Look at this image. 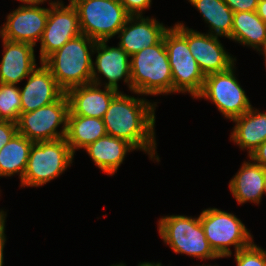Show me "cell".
Instances as JSON below:
<instances>
[{
    "instance_id": "obj_1",
    "label": "cell",
    "mask_w": 266,
    "mask_h": 266,
    "mask_svg": "<svg viewBox=\"0 0 266 266\" xmlns=\"http://www.w3.org/2000/svg\"><path fill=\"white\" fill-rule=\"evenodd\" d=\"M157 102L119 92L103 116L106 133L128 141L137 150L159 162L156 151L155 110Z\"/></svg>"
},
{
    "instance_id": "obj_2",
    "label": "cell",
    "mask_w": 266,
    "mask_h": 266,
    "mask_svg": "<svg viewBox=\"0 0 266 266\" xmlns=\"http://www.w3.org/2000/svg\"><path fill=\"white\" fill-rule=\"evenodd\" d=\"M95 44L96 41L80 34L66 42L43 62L65 92L72 87L92 83V56Z\"/></svg>"
},
{
    "instance_id": "obj_3",
    "label": "cell",
    "mask_w": 266,
    "mask_h": 266,
    "mask_svg": "<svg viewBox=\"0 0 266 266\" xmlns=\"http://www.w3.org/2000/svg\"><path fill=\"white\" fill-rule=\"evenodd\" d=\"M131 92L139 96L173 93L172 72L164 38L130 56Z\"/></svg>"
},
{
    "instance_id": "obj_4",
    "label": "cell",
    "mask_w": 266,
    "mask_h": 266,
    "mask_svg": "<svg viewBox=\"0 0 266 266\" xmlns=\"http://www.w3.org/2000/svg\"><path fill=\"white\" fill-rule=\"evenodd\" d=\"M163 38L172 72L173 93H189L195 99L202 91L206 76L189 49L187 27L177 22Z\"/></svg>"
},
{
    "instance_id": "obj_5",
    "label": "cell",
    "mask_w": 266,
    "mask_h": 266,
    "mask_svg": "<svg viewBox=\"0 0 266 266\" xmlns=\"http://www.w3.org/2000/svg\"><path fill=\"white\" fill-rule=\"evenodd\" d=\"M158 232L166 245L176 254H185L202 260L220 258L210 247L200 215H167L158 220Z\"/></svg>"
},
{
    "instance_id": "obj_6",
    "label": "cell",
    "mask_w": 266,
    "mask_h": 266,
    "mask_svg": "<svg viewBox=\"0 0 266 266\" xmlns=\"http://www.w3.org/2000/svg\"><path fill=\"white\" fill-rule=\"evenodd\" d=\"M74 154L65 137L32 144L22 187H39L47 184L73 163Z\"/></svg>"
},
{
    "instance_id": "obj_7",
    "label": "cell",
    "mask_w": 266,
    "mask_h": 266,
    "mask_svg": "<svg viewBox=\"0 0 266 266\" xmlns=\"http://www.w3.org/2000/svg\"><path fill=\"white\" fill-rule=\"evenodd\" d=\"M200 222L210 247L220 258L231 257L230 246L235 253L254 242L250 230L233 213L210 207L201 212Z\"/></svg>"
},
{
    "instance_id": "obj_8",
    "label": "cell",
    "mask_w": 266,
    "mask_h": 266,
    "mask_svg": "<svg viewBox=\"0 0 266 266\" xmlns=\"http://www.w3.org/2000/svg\"><path fill=\"white\" fill-rule=\"evenodd\" d=\"M77 9L82 34L94 41L115 37L129 14L119 0H69Z\"/></svg>"
},
{
    "instance_id": "obj_9",
    "label": "cell",
    "mask_w": 266,
    "mask_h": 266,
    "mask_svg": "<svg viewBox=\"0 0 266 266\" xmlns=\"http://www.w3.org/2000/svg\"><path fill=\"white\" fill-rule=\"evenodd\" d=\"M68 113L69 101L64 93L51 104L31 112L21 113L17 121L18 133L33 143L64 138L67 131ZM59 126H61L60 131Z\"/></svg>"
},
{
    "instance_id": "obj_10",
    "label": "cell",
    "mask_w": 266,
    "mask_h": 266,
    "mask_svg": "<svg viewBox=\"0 0 266 266\" xmlns=\"http://www.w3.org/2000/svg\"><path fill=\"white\" fill-rule=\"evenodd\" d=\"M235 65L226 71L206 75L202 91L196 97L213 102L224 118L229 120L241 116L252 107L237 80Z\"/></svg>"
},
{
    "instance_id": "obj_11",
    "label": "cell",
    "mask_w": 266,
    "mask_h": 266,
    "mask_svg": "<svg viewBox=\"0 0 266 266\" xmlns=\"http://www.w3.org/2000/svg\"><path fill=\"white\" fill-rule=\"evenodd\" d=\"M82 34L77 9L70 2L51 5L40 40V63L59 50L66 42Z\"/></svg>"
},
{
    "instance_id": "obj_12",
    "label": "cell",
    "mask_w": 266,
    "mask_h": 266,
    "mask_svg": "<svg viewBox=\"0 0 266 266\" xmlns=\"http://www.w3.org/2000/svg\"><path fill=\"white\" fill-rule=\"evenodd\" d=\"M108 40L97 41L93 54L96 55L92 62V83L119 91V81L123 80L131 91V64L130 56L117 44V47H109ZM101 76H100V75ZM107 79L101 81L102 77Z\"/></svg>"
},
{
    "instance_id": "obj_13",
    "label": "cell",
    "mask_w": 266,
    "mask_h": 266,
    "mask_svg": "<svg viewBox=\"0 0 266 266\" xmlns=\"http://www.w3.org/2000/svg\"><path fill=\"white\" fill-rule=\"evenodd\" d=\"M49 8L40 5H19L13 9L0 28V36L14 42H24L37 46L47 24Z\"/></svg>"
},
{
    "instance_id": "obj_14",
    "label": "cell",
    "mask_w": 266,
    "mask_h": 266,
    "mask_svg": "<svg viewBox=\"0 0 266 266\" xmlns=\"http://www.w3.org/2000/svg\"><path fill=\"white\" fill-rule=\"evenodd\" d=\"M187 42L191 54L205 76L226 71L236 62V58L224 49L219 36L200 33L187 27Z\"/></svg>"
},
{
    "instance_id": "obj_15",
    "label": "cell",
    "mask_w": 266,
    "mask_h": 266,
    "mask_svg": "<svg viewBox=\"0 0 266 266\" xmlns=\"http://www.w3.org/2000/svg\"><path fill=\"white\" fill-rule=\"evenodd\" d=\"M169 28L155 18H145L143 15L129 16L117 34V38L120 39L118 45L132 56L143 48L158 44Z\"/></svg>"
},
{
    "instance_id": "obj_16",
    "label": "cell",
    "mask_w": 266,
    "mask_h": 266,
    "mask_svg": "<svg viewBox=\"0 0 266 266\" xmlns=\"http://www.w3.org/2000/svg\"><path fill=\"white\" fill-rule=\"evenodd\" d=\"M19 90L21 113L31 112L51 104L65 93L43 63L32 71L27 77L25 86L19 87Z\"/></svg>"
},
{
    "instance_id": "obj_17",
    "label": "cell",
    "mask_w": 266,
    "mask_h": 266,
    "mask_svg": "<svg viewBox=\"0 0 266 266\" xmlns=\"http://www.w3.org/2000/svg\"><path fill=\"white\" fill-rule=\"evenodd\" d=\"M2 39L0 83L15 84L26 79L38 67L32 44Z\"/></svg>"
},
{
    "instance_id": "obj_18",
    "label": "cell",
    "mask_w": 266,
    "mask_h": 266,
    "mask_svg": "<svg viewBox=\"0 0 266 266\" xmlns=\"http://www.w3.org/2000/svg\"><path fill=\"white\" fill-rule=\"evenodd\" d=\"M90 83L68 89L65 94L69 101L68 115H80L103 119L112 99L118 91Z\"/></svg>"
},
{
    "instance_id": "obj_19",
    "label": "cell",
    "mask_w": 266,
    "mask_h": 266,
    "mask_svg": "<svg viewBox=\"0 0 266 266\" xmlns=\"http://www.w3.org/2000/svg\"><path fill=\"white\" fill-rule=\"evenodd\" d=\"M266 168L252 159L243 161L238 172L229 181L231 194L239 205L246 202L259 204L265 194Z\"/></svg>"
},
{
    "instance_id": "obj_20",
    "label": "cell",
    "mask_w": 266,
    "mask_h": 266,
    "mask_svg": "<svg viewBox=\"0 0 266 266\" xmlns=\"http://www.w3.org/2000/svg\"><path fill=\"white\" fill-rule=\"evenodd\" d=\"M137 149L128 141L106 134L84 148L94 164L107 175H115L126 154Z\"/></svg>"
},
{
    "instance_id": "obj_21",
    "label": "cell",
    "mask_w": 266,
    "mask_h": 266,
    "mask_svg": "<svg viewBox=\"0 0 266 266\" xmlns=\"http://www.w3.org/2000/svg\"><path fill=\"white\" fill-rule=\"evenodd\" d=\"M235 123L230 140L248 156L266 141V112H260L253 106L241 116L232 119Z\"/></svg>"
},
{
    "instance_id": "obj_22",
    "label": "cell",
    "mask_w": 266,
    "mask_h": 266,
    "mask_svg": "<svg viewBox=\"0 0 266 266\" xmlns=\"http://www.w3.org/2000/svg\"><path fill=\"white\" fill-rule=\"evenodd\" d=\"M228 39L262 52L266 46V23L256 11L235 12Z\"/></svg>"
},
{
    "instance_id": "obj_23",
    "label": "cell",
    "mask_w": 266,
    "mask_h": 266,
    "mask_svg": "<svg viewBox=\"0 0 266 266\" xmlns=\"http://www.w3.org/2000/svg\"><path fill=\"white\" fill-rule=\"evenodd\" d=\"M106 134L103 119L80 115L67 116L65 139L73 154L76 150L84 149Z\"/></svg>"
},
{
    "instance_id": "obj_24",
    "label": "cell",
    "mask_w": 266,
    "mask_h": 266,
    "mask_svg": "<svg viewBox=\"0 0 266 266\" xmlns=\"http://www.w3.org/2000/svg\"><path fill=\"white\" fill-rule=\"evenodd\" d=\"M33 142L18 132L0 150V177L19 175L20 182L26 170Z\"/></svg>"
},
{
    "instance_id": "obj_25",
    "label": "cell",
    "mask_w": 266,
    "mask_h": 266,
    "mask_svg": "<svg viewBox=\"0 0 266 266\" xmlns=\"http://www.w3.org/2000/svg\"><path fill=\"white\" fill-rule=\"evenodd\" d=\"M188 2L209 24V34L225 38L231 36L234 12L224 0H188Z\"/></svg>"
},
{
    "instance_id": "obj_26",
    "label": "cell",
    "mask_w": 266,
    "mask_h": 266,
    "mask_svg": "<svg viewBox=\"0 0 266 266\" xmlns=\"http://www.w3.org/2000/svg\"><path fill=\"white\" fill-rule=\"evenodd\" d=\"M0 114L5 121L17 123L21 114L19 86L0 83Z\"/></svg>"
},
{
    "instance_id": "obj_27",
    "label": "cell",
    "mask_w": 266,
    "mask_h": 266,
    "mask_svg": "<svg viewBox=\"0 0 266 266\" xmlns=\"http://www.w3.org/2000/svg\"><path fill=\"white\" fill-rule=\"evenodd\" d=\"M237 266H266V250L254 242L234 254Z\"/></svg>"
},
{
    "instance_id": "obj_28",
    "label": "cell",
    "mask_w": 266,
    "mask_h": 266,
    "mask_svg": "<svg viewBox=\"0 0 266 266\" xmlns=\"http://www.w3.org/2000/svg\"><path fill=\"white\" fill-rule=\"evenodd\" d=\"M130 16L143 15L150 8L152 0H119Z\"/></svg>"
},
{
    "instance_id": "obj_29",
    "label": "cell",
    "mask_w": 266,
    "mask_h": 266,
    "mask_svg": "<svg viewBox=\"0 0 266 266\" xmlns=\"http://www.w3.org/2000/svg\"><path fill=\"white\" fill-rule=\"evenodd\" d=\"M228 7L235 12L256 11L259 0H224Z\"/></svg>"
},
{
    "instance_id": "obj_30",
    "label": "cell",
    "mask_w": 266,
    "mask_h": 266,
    "mask_svg": "<svg viewBox=\"0 0 266 266\" xmlns=\"http://www.w3.org/2000/svg\"><path fill=\"white\" fill-rule=\"evenodd\" d=\"M17 132V123L12 121H3L0 123V150Z\"/></svg>"
},
{
    "instance_id": "obj_31",
    "label": "cell",
    "mask_w": 266,
    "mask_h": 266,
    "mask_svg": "<svg viewBox=\"0 0 266 266\" xmlns=\"http://www.w3.org/2000/svg\"><path fill=\"white\" fill-rule=\"evenodd\" d=\"M248 157L266 168V141L260 144Z\"/></svg>"
},
{
    "instance_id": "obj_32",
    "label": "cell",
    "mask_w": 266,
    "mask_h": 266,
    "mask_svg": "<svg viewBox=\"0 0 266 266\" xmlns=\"http://www.w3.org/2000/svg\"><path fill=\"white\" fill-rule=\"evenodd\" d=\"M5 222L6 217L0 218V266L4 264V247L6 243Z\"/></svg>"
},
{
    "instance_id": "obj_33",
    "label": "cell",
    "mask_w": 266,
    "mask_h": 266,
    "mask_svg": "<svg viewBox=\"0 0 266 266\" xmlns=\"http://www.w3.org/2000/svg\"><path fill=\"white\" fill-rule=\"evenodd\" d=\"M17 1H20L21 3H23V5H41L43 4L44 2H47L49 1V5H54V4H57L59 2H61V0H54V1H50V0H17Z\"/></svg>"
},
{
    "instance_id": "obj_34",
    "label": "cell",
    "mask_w": 266,
    "mask_h": 266,
    "mask_svg": "<svg viewBox=\"0 0 266 266\" xmlns=\"http://www.w3.org/2000/svg\"><path fill=\"white\" fill-rule=\"evenodd\" d=\"M256 12L258 16L266 23V0H259Z\"/></svg>"
},
{
    "instance_id": "obj_35",
    "label": "cell",
    "mask_w": 266,
    "mask_h": 266,
    "mask_svg": "<svg viewBox=\"0 0 266 266\" xmlns=\"http://www.w3.org/2000/svg\"><path fill=\"white\" fill-rule=\"evenodd\" d=\"M138 266H162L161 262H140Z\"/></svg>"
},
{
    "instance_id": "obj_36",
    "label": "cell",
    "mask_w": 266,
    "mask_h": 266,
    "mask_svg": "<svg viewBox=\"0 0 266 266\" xmlns=\"http://www.w3.org/2000/svg\"><path fill=\"white\" fill-rule=\"evenodd\" d=\"M6 216H7V213L3 209H0V218L6 217Z\"/></svg>"
},
{
    "instance_id": "obj_37",
    "label": "cell",
    "mask_w": 266,
    "mask_h": 266,
    "mask_svg": "<svg viewBox=\"0 0 266 266\" xmlns=\"http://www.w3.org/2000/svg\"><path fill=\"white\" fill-rule=\"evenodd\" d=\"M110 266H126V264L124 265V263H119V264H113V265H110Z\"/></svg>"
},
{
    "instance_id": "obj_38",
    "label": "cell",
    "mask_w": 266,
    "mask_h": 266,
    "mask_svg": "<svg viewBox=\"0 0 266 266\" xmlns=\"http://www.w3.org/2000/svg\"><path fill=\"white\" fill-rule=\"evenodd\" d=\"M261 55H266V46L265 48L262 50V52H260Z\"/></svg>"
},
{
    "instance_id": "obj_39",
    "label": "cell",
    "mask_w": 266,
    "mask_h": 266,
    "mask_svg": "<svg viewBox=\"0 0 266 266\" xmlns=\"http://www.w3.org/2000/svg\"><path fill=\"white\" fill-rule=\"evenodd\" d=\"M264 192L266 194V179H265V184H264Z\"/></svg>"
},
{
    "instance_id": "obj_40",
    "label": "cell",
    "mask_w": 266,
    "mask_h": 266,
    "mask_svg": "<svg viewBox=\"0 0 266 266\" xmlns=\"http://www.w3.org/2000/svg\"><path fill=\"white\" fill-rule=\"evenodd\" d=\"M3 121H5V120L2 118V116L0 114V123L3 122Z\"/></svg>"
},
{
    "instance_id": "obj_41",
    "label": "cell",
    "mask_w": 266,
    "mask_h": 266,
    "mask_svg": "<svg viewBox=\"0 0 266 266\" xmlns=\"http://www.w3.org/2000/svg\"><path fill=\"white\" fill-rule=\"evenodd\" d=\"M197 266H198V265H197ZM199 266H218V265H205V264L203 265V264H202V265H199Z\"/></svg>"
},
{
    "instance_id": "obj_42",
    "label": "cell",
    "mask_w": 266,
    "mask_h": 266,
    "mask_svg": "<svg viewBox=\"0 0 266 266\" xmlns=\"http://www.w3.org/2000/svg\"><path fill=\"white\" fill-rule=\"evenodd\" d=\"M263 56H264L265 67H266V55H263Z\"/></svg>"
}]
</instances>
